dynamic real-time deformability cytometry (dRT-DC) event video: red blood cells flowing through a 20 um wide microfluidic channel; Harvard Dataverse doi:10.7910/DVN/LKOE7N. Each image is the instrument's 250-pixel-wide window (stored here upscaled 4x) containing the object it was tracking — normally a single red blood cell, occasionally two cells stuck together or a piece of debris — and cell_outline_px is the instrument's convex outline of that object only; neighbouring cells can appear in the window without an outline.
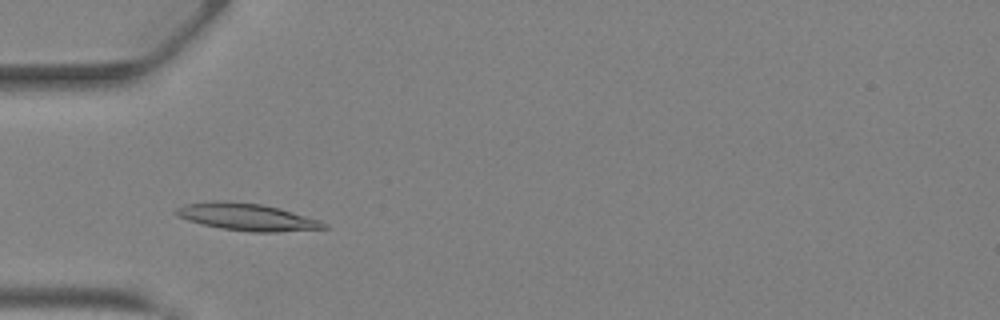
{"species": "Egyptian fruit bat (a non-hibernating species)", "species_latin": "Rousettus aegyptiacus", "temperature_condition": "warm", "stored_images_in_passage": 32, "camera_frame_rate_fps": 3000, "um_per_image_px": 0.085, "animal": {"sex": "female"}, "frame": {"image": 1, "passage_image": 8, "time_ms": 2.333, "image_size_px": [1000, 320], "cell_outline_px": [[328, 228], [276, 232], [252, 232], [220, 228], [188, 220], [176, 216], [172, 212], [176, 208], [184, 204], [212, 200], [228, 200], [260, 204], [280, 208], [320, 220], [328, 224]], "centroid_in_image_um": [20.96, 18.43], "position_along_channel_um": 64.0, "area_um2": 23.58}}
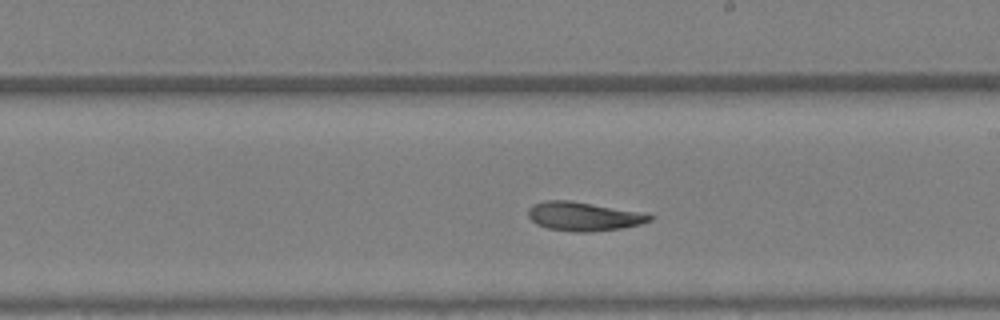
{"frame": {"image": 2, "passage_image": 19, "time_ms": 6.0, "image_size_px": [1000, 320], "cell_outline_px": [[652, 220], [640, 224], [624, 228], [592, 232], [572, 232], [548, 228], [536, 224], [528, 216], [528, 208], [532, 204], [548, 200], [568, 200], [648, 212], [652, 216]], "centroid_in_image_um": [49.65, 18.39], "position_along_channel_um": 239.3, "area_um2": 20.81}}
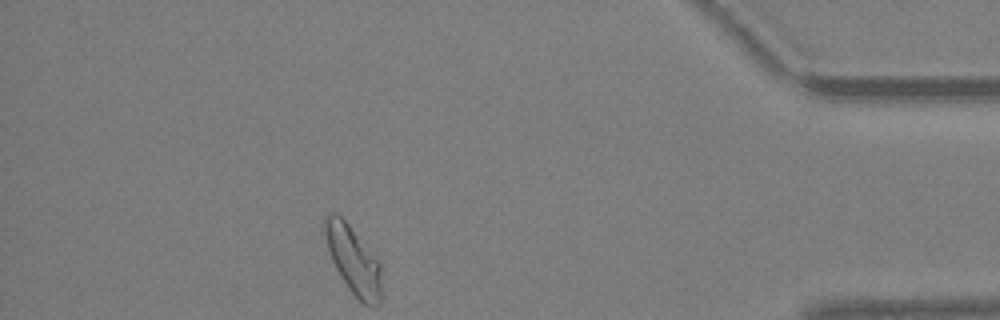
{"frame": {"image": 3, "passage_image": 32, "time_ms": 10.333, "image_size_px": [1000, 320], "cell_outline_px": [[380, 304], [364, 304], [348, 288], [336, 268], [332, 260], [328, 248], [324, 232], [324, 216], [328, 212], [336, 212], [348, 224], [380, 260]], "centroid_in_image_um": [30.01, 22.05], "position_along_channel_um": 405.2, "area_um2": 22.08}, "authors_computed_cell_mechanics": {"area_um2": 21.0103, "velocity_mm_per_s": 4.8605, "shape_relaxation_time_tau1_ms": 4.0132, "shape_relaxation_time_tau2_ms": 2.6138, "deformation_change_tau1": 0.1574, "deformation_change_tau2": 0.0647}}